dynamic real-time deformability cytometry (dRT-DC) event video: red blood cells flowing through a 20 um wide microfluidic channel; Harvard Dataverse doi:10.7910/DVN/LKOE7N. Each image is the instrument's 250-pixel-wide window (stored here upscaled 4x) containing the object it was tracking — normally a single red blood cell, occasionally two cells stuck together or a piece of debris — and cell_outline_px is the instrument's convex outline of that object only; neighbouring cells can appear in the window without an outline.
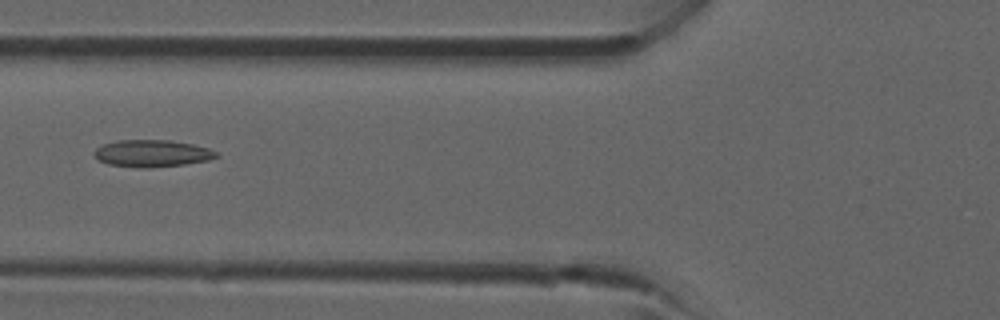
{"species": "common noctule bat (a hibernating species)", "species_latin": "Nyctalus noctula", "temperature_condition": "room temperature", "stored_images_in_passage": 2, "camera_frame_rate_fps": 3000, "um_per_image_px": 0.085, "animal": {"sex": "male", "forearm_length_mm": 52.5}, "frame": {"image": 1, "passage_image": 2, "time_ms": 1.0, "image_size_px": [1000, 320], "cell_outline_px": [[220, 156], [208, 160], [184, 164], [148, 168], [140, 168], [108, 164], [96, 160], [92, 152], [96, 148], [104, 144], [116, 140], [168, 140], [192, 144], [208, 148], [216, 152]], "centroid_in_image_um": [12.88, 13.04], "position_along_channel_um": 112.9, "area_um2": 19.31}}